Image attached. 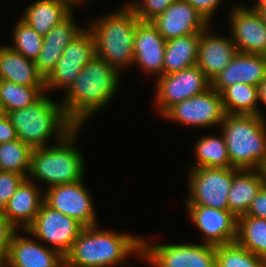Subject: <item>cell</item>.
Listing matches in <instances>:
<instances>
[{
    "instance_id": "cell-24",
    "label": "cell",
    "mask_w": 266,
    "mask_h": 267,
    "mask_svg": "<svg viewBox=\"0 0 266 267\" xmlns=\"http://www.w3.org/2000/svg\"><path fill=\"white\" fill-rule=\"evenodd\" d=\"M74 9L63 0H36L24 9L20 17L37 33L45 36Z\"/></svg>"
},
{
    "instance_id": "cell-40",
    "label": "cell",
    "mask_w": 266,
    "mask_h": 267,
    "mask_svg": "<svg viewBox=\"0 0 266 267\" xmlns=\"http://www.w3.org/2000/svg\"><path fill=\"white\" fill-rule=\"evenodd\" d=\"M17 139L15 128L7 114L0 117V144Z\"/></svg>"
},
{
    "instance_id": "cell-27",
    "label": "cell",
    "mask_w": 266,
    "mask_h": 267,
    "mask_svg": "<svg viewBox=\"0 0 266 267\" xmlns=\"http://www.w3.org/2000/svg\"><path fill=\"white\" fill-rule=\"evenodd\" d=\"M236 242L266 260V219L239 216Z\"/></svg>"
},
{
    "instance_id": "cell-18",
    "label": "cell",
    "mask_w": 266,
    "mask_h": 267,
    "mask_svg": "<svg viewBox=\"0 0 266 267\" xmlns=\"http://www.w3.org/2000/svg\"><path fill=\"white\" fill-rule=\"evenodd\" d=\"M24 236L13 234L3 267H57L64 261L57 250Z\"/></svg>"
},
{
    "instance_id": "cell-10",
    "label": "cell",
    "mask_w": 266,
    "mask_h": 267,
    "mask_svg": "<svg viewBox=\"0 0 266 267\" xmlns=\"http://www.w3.org/2000/svg\"><path fill=\"white\" fill-rule=\"evenodd\" d=\"M84 226L71 218L42 203L33 223L24 232L50 244L63 257L70 251L74 241Z\"/></svg>"
},
{
    "instance_id": "cell-2",
    "label": "cell",
    "mask_w": 266,
    "mask_h": 267,
    "mask_svg": "<svg viewBox=\"0 0 266 267\" xmlns=\"http://www.w3.org/2000/svg\"><path fill=\"white\" fill-rule=\"evenodd\" d=\"M133 254L142 260V236L102 230L95 225L81 230L64 260L72 267H133L126 263Z\"/></svg>"
},
{
    "instance_id": "cell-46",
    "label": "cell",
    "mask_w": 266,
    "mask_h": 267,
    "mask_svg": "<svg viewBox=\"0 0 266 267\" xmlns=\"http://www.w3.org/2000/svg\"><path fill=\"white\" fill-rule=\"evenodd\" d=\"M3 114H5V113H4V111H3L2 107H1V103H0V117H1Z\"/></svg>"
},
{
    "instance_id": "cell-1",
    "label": "cell",
    "mask_w": 266,
    "mask_h": 267,
    "mask_svg": "<svg viewBox=\"0 0 266 267\" xmlns=\"http://www.w3.org/2000/svg\"><path fill=\"white\" fill-rule=\"evenodd\" d=\"M122 76L109 63L93 58L81 70L76 80L65 91L60 104L67 117L82 126L113 100ZM113 96V97H112Z\"/></svg>"
},
{
    "instance_id": "cell-21",
    "label": "cell",
    "mask_w": 266,
    "mask_h": 267,
    "mask_svg": "<svg viewBox=\"0 0 266 267\" xmlns=\"http://www.w3.org/2000/svg\"><path fill=\"white\" fill-rule=\"evenodd\" d=\"M43 202L44 192L25 178L2 211L18 231H24L33 223Z\"/></svg>"
},
{
    "instance_id": "cell-42",
    "label": "cell",
    "mask_w": 266,
    "mask_h": 267,
    "mask_svg": "<svg viewBox=\"0 0 266 267\" xmlns=\"http://www.w3.org/2000/svg\"><path fill=\"white\" fill-rule=\"evenodd\" d=\"M63 1L67 2L72 8H74L73 6H75L76 4L81 5L83 3L86 4L85 2H87V0H63Z\"/></svg>"
},
{
    "instance_id": "cell-23",
    "label": "cell",
    "mask_w": 266,
    "mask_h": 267,
    "mask_svg": "<svg viewBox=\"0 0 266 267\" xmlns=\"http://www.w3.org/2000/svg\"><path fill=\"white\" fill-rule=\"evenodd\" d=\"M0 80L18 85L45 87V79L38 72L34 61L12 50L8 45L0 46Z\"/></svg>"
},
{
    "instance_id": "cell-29",
    "label": "cell",
    "mask_w": 266,
    "mask_h": 267,
    "mask_svg": "<svg viewBox=\"0 0 266 267\" xmlns=\"http://www.w3.org/2000/svg\"><path fill=\"white\" fill-rule=\"evenodd\" d=\"M45 93V87H32L0 80V103L5 114L25 108Z\"/></svg>"
},
{
    "instance_id": "cell-45",
    "label": "cell",
    "mask_w": 266,
    "mask_h": 267,
    "mask_svg": "<svg viewBox=\"0 0 266 267\" xmlns=\"http://www.w3.org/2000/svg\"><path fill=\"white\" fill-rule=\"evenodd\" d=\"M57 267H72L65 260Z\"/></svg>"
},
{
    "instance_id": "cell-26",
    "label": "cell",
    "mask_w": 266,
    "mask_h": 267,
    "mask_svg": "<svg viewBox=\"0 0 266 267\" xmlns=\"http://www.w3.org/2000/svg\"><path fill=\"white\" fill-rule=\"evenodd\" d=\"M226 114L262 115L259 105L258 87L245 83H236L221 93Z\"/></svg>"
},
{
    "instance_id": "cell-6",
    "label": "cell",
    "mask_w": 266,
    "mask_h": 267,
    "mask_svg": "<svg viewBox=\"0 0 266 267\" xmlns=\"http://www.w3.org/2000/svg\"><path fill=\"white\" fill-rule=\"evenodd\" d=\"M232 168L263 170L266 164V119L260 115L225 114L219 126Z\"/></svg>"
},
{
    "instance_id": "cell-17",
    "label": "cell",
    "mask_w": 266,
    "mask_h": 267,
    "mask_svg": "<svg viewBox=\"0 0 266 267\" xmlns=\"http://www.w3.org/2000/svg\"><path fill=\"white\" fill-rule=\"evenodd\" d=\"M238 50L231 36H214L209 25L200 34L197 66L212 81L231 62Z\"/></svg>"
},
{
    "instance_id": "cell-41",
    "label": "cell",
    "mask_w": 266,
    "mask_h": 267,
    "mask_svg": "<svg viewBox=\"0 0 266 267\" xmlns=\"http://www.w3.org/2000/svg\"><path fill=\"white\" fill-rule=\"evenodd\" d=\"M257 87L259 94V103L261 102L266 106V77Z\"/></svg>"
},
{
    "instance_id": "cell-22",
    "label": "cell",
    "mask_w": 266,
    "mask_h": 267,
    "mask_svg": "<svg viewBox=\"0 0 266 267\" xmlns=\"http://www.w3.org/2000/svg\"><path fill=\"white\" fill-rule=\"evenodd\" d=\"M265 183L263 170L233 168V181L228 193L229 211L237 217L246 214Z\"/></svg>"
},
{
    "instance_id": "cell-35",
    "label": "cell",
    "mask_w": 266,
    "mask_h": 267,
    "mask_svg": "<svg viewBox=\"0 0 266 267\" xmlns=\"http://www.w3.org/2000/svg\"><path fill=\"white\" fill-rule=\"evenodd\" d=\"M175 0H136L128 4L134 9L140 21H151Z\"/></svg>"
},
{
    "instance_id": "cell-12",
    "label": "cell",
    "mask_w": 266,
    "mask_h": 267,
    "mask_svg": "<svg viewBox=\"0 0 266 267\" xmlns=\"http://www.w3.org/2000/svg\"><path fill=\"white\" fill-rule=\"evenodd\" d=\"M83 180L47 187L44 191V202L51 208L74 218L84 227L95 226L98 224V217L92 194Z\"/></svg>"
},
{
    "instance_id": "cell-30",
    "label": "cell",
    "mask_w": 266,
    "mask_h": 267,
    "mask_svg": "<svg viewBox=\"0 0 266 267\" xmlns=\"http://www.w3.org/2000/svg\"><path fill=\"white\" fill-rule=\"evenodd\" d=\"M32 148L18 138L0 144V171L28 178Z\"/></svg>"
},
{
    "instance_id": "cell-14",
    "label": "cell",
    "mask_w": 266,
    "mask_h": 267,
    "mask_svg": "<svg viewBox=\"0 0 266 267\" xmlns=\"http://www.w3.org/2000/svg\"><path fill=\"white\" fill-rule=\"evenodd\" d=\"M185 207L195 227L202 232L203 243L218 246L236 241L238 217L234 213L201 205Z\"/></svg>"
},
{
    "instance_id": "cell-28",
    "label": "cell",
    "mask_w": 266,
    "mask_h": 267,
    "mask_svg": "<svg viewBox=\"0 0 266 267\" xmlns=\"http://www.w3.org/2000/svg\"><path fill=\"white\" fill-rule=\"evenodd\" d=\"M196 163L191 168L232 167L226 141L222 132L220 136L206 135L195 144Z\"/></svg>"
},
{
    "instance_id": "cell-3",
    "label": "cell",
    "mask_w": 266,
    "mask_h": 267,
    "mask_svg": "<svg viewBox=\"0 0 266 267\" xmlns=\"http://www.w3.org/2000/svg\"><path fill=\"white\" fill-rule=\"evenodd\" d=\"M88 25L94 42L96 56L120 73L134 62V35L139 19L134 9L127 3Z\"/></svg>"
},
{
    "instance_id": "cell-4",
    "label": "cell",
    "mask_w": 266,
    "mask_h": 267,
    "mask_svg": "<svg viewBox=\"0 0 266 267\" xmlns=\"http://www.w3.org/2000/svg\"><path fill=\"white\" fill-rule=\"evenodd\" d=\"M17 138L32 149L45 147L50 138L61 141L76 125L67 117L62 105L44 93L33 104L7 113Z\"/></svg>"
},
{
    "instance_id": "cell-43",
    "label": "cell",
    "mask_w": 266,
    "mask_h": 267,
    "mask_svg": "<svg viewBox=\"0 0 266 267\" xmlns=\"http://www.w3.org/2000/svg\"><path fill=\"white\" fill-rule=\"evenodd\" d=\"M253 6L255 8H266V0H256Z\"/></svg>"
},
{
    "instance_id": "cell-8",
    "label": "cell",
    "mask_w": 266,
    "mask_h": 267,
    "mask_svg": "<svg viewBox=\"0 0 266 267\" xmlns=\"http://www.w3.org/2000/svg\"><path fill=\"white\" fill-rule=\"evenodd\" d=\"M188 176V195L185 205H201L229 210L228 193L233 181V168H191Z\"/></svg>"
},
{
    "instance_id": "cell-7",
    "label": "cell",
    "mask_w": 266,
    "mask_h": 267,
    "mask_svg": "<svg viewBox=\"0 0 266 267\" xmlns=\"http://www.w3.org/2000/svg\"><path fill=\"white\" fill-rule=\"evenodd\" d=\"M142 236V259L151 267H216V246L206 243L151 244Z\"/></svg>"
},
{
    "instance_id": "cell-20",
    "label": "cell",
    "mask_w": 266,
    "mask_h": 267,
    "mask_svg": "<svg viewBox=\"0 0 266 267\" xmlns=\"http://www.w3.org/2000/svg\"><path fill=\"white\" fill-rule=\"evenodd\" d=\"M73 16L72 11L43 38L42 50L34 63L44 79L55 69L65 47L85 29V27H80L74 22L75 17Z\"/></svg>"
},
{
    "instance_id": "cell-44",
    "label": "cell",
    "mask_w": 266,
    "mask_h": 267,
    "mask_svg": "<svg viewBox=\"0 0 266 267\" xmlns=\"http://www.w3.org/2000/svg\"><path fill=\"white\" fill-rule=\"evenodd\" d=\"M259 14L261 15L264 24L266 25V8H256Z\"/></svg>"
},
{
    "instance_id": "cell-31",
    "label": "cell",
    "mask_w": 266,
    "mask_h": 267,
    "mask_svg": "<svg viewBox=\"0 0 266 267\" xmlns=\"http://www.w3.org/2000/svg\"><path fill=\"white\" fill-rule=\"evenodd\" d=\"M216 267H266V260L235 241L216 246Z\"/></svg>"
},
{
    "instance_id": "cell-15",
    "label": "cell",
    "mask_w": 266,
    "mask_h": 267,
    "mask_svg": "<svg viewBox=\"0 0 266 267\" xmlns=\"http://www.w3.org/2000/svg\"><path fill=\"white\" fill-rule=\"evenodd\" d=\"M165 41L203 32L211 25L186 0H175L162 14L151 20Z\"/></svg>"
},
{
    "instance_id": "cell-5",
    "label": "cell",
    "mask_w": 266,
    "mask_h": 267,
    "mask_svg": "<svg viewBox=\"0 0 266 267\" xmlns=\"http://www.w3.org/2000/svg\"><path fill=\"white\" fill-rule=\"evenodd\" d=\"M81 128L76 126L55 145L32 149L28 179L46 183L49 188L84 179L86 162L75 145Z\"/></svg>"
},
{
    "instance_id": "cell-9",
    "label": "cell",
    "mask_w": 266,
    "mask_h": 267,
    "mask_svg": "<svg viewBox=\"0 0 266 267\" xmlns=\"http://www.w3.org/2000/svg\"><path fill=\"white\" fill-rule=\"evenodd\" d=\"M156 80L154 103L159 116L173 105L211 88V81L197 65L161 75Z\"/></svg>"
},
{
    "instance_id": "cell-16",
    "label": "cell",
    "mask_w": 266,
    "mask_h": 267,
    "mask_svg": "<svg viewBox=\"0 0 266 267\" xmlns=\"http://www.w3.org/2000/svg\"><path fill=\"white\" fill-rule=\"evenodd\" d=\"M166 41L151 21H138L134 35L133 67L157 77L163 75Z\"/></svg>"
},
{
    "instance_id": "cell-37",
    "label": "cell",
    "mask_w": 266,
    "mask_h": 267,
    "mask_svg": "<svg viewBox=\"0 0 266 267\" xmlns=\"http://www.w3.org/2000/svg\"><path fill=\"white\" fill-rule=\"evenodd\" d=\"M17 229L7 220L0 210V266L6 262L10 241Z\"/></svg>"
},
{
    "instance_id": "cell-19",
    "label": "cell",
    "mask_w": 266,
    "mask_h": 267,
    "mask_svg": "<svg viewBox=\"0 0 266 267\" xmlns=\"http://www.w3.org/2000/svg\"><path fill=\"white\" fill-rule=\"evenodd\" d=\"M265 77L266 56L237 52L228 66L211 81V87L221 93L236 83L258 86Z\"/></svg>"
},
{
    "instance_id": "cell-13",
    "label": "cell",
    "mask_w": 266,
    "mask_h": 267,
    "mask_svg": "<svg viewBox=\"0 0 266 267\" xmlns=\"http://www.w3.org/2000/svg\"><path fill=\"white\" fill-rule=\"evenodd\" d=\"M231 7L230 36L238 52L266 56V25L257 9L243 4Z\"/></svg>"
},
{
    "instance_id": "cell-25",
    "label": "cell",
    "mask_w": 266,
    "mask_h": 267,
    "mask_svg": "<svg viewBox=\"0 0 266 267\" xmlns=\"http://www.w3.org/2000/svg\"><path fill=\"white\" fill-rule=\"evenodd\" d=\"M200 34H188L166 41L163 75L197 65Z\"/></svg>"
},
{
    "instance_id": "cell-33",
    "label": "cell",
    "mask_w": 266,
    "mask_h": 267,
    "mask_svg": "<svg viewBox=\"0 0 266 267\" xmlns=\"http://www.w3.org/2000/svg\"><path fill=\"white\" fill-rule=\"evenodd\" d=\"M86 64L80 61L58 60L55 69L45 79V93L54 89H64L65 92Z\"/></svg>"
},
{
    "instance_id": "cell-11",
    "label": "cell",
    "mask_w": 266,
    "mask_h": 267,
    "mask_svg": "<svg viewBox=\"0 0 266 267\" xmlns=\"http://www.w3.org/2000/svg\"><path fill=\"white\" fill-rule=\"evenodd\" d=\"M225 114L220 93L211 87L202 94L173 105L162 117L186 127L207 128L219 127Z\"/></svg>"
},
{
    "instance_id": "cell-38",
    "label": "cell",
    "mask_w": 266,
    "mask_h": 267,
    "mask_svg": "<svg viewBox=\"0 0 266 267\" xmlns=\"http://www.w3.org/2000/svg\"><path fill=\"white\" fill-rule=\"evenodd\" d=\"M190 3L210 24L218 6L223 0H186Z\"/></svg>"
},
{
    "instance_id": "cell-47",
    "label": "cell",
    "mask_w": 266,
    "mask_h": 267,
    "mask_svg": "<svg viewBox=\"0 0 266 267\" xmlns=\"http://www.w3.org/2000/svg\"><path fill=\"white\" fill-rule=\"evenodd\" d=\"M263 171H264V174H265V180H266V164L264 165Z\"/></svg>"
},
{
    "instance_id": "cell-36",
    "label": "cell",
    "mask_w": 266,
    "mask_h": 267,
    "mask_svg": "<svg viewBox=\"0 0 266 267\" xmlns=\"http://www.w3.org/2000/svg\"><path fill=\"white\" fill-rule=\"evenodd\" d=\"M24 179L23 175L0 171V210L4 209Z\"/></svg>"
},
{
    "instance_id": "cell-39",
    "label": "cell",
    "mask_w": 266,
    "mask_h": 267,
    "mask_svg": "<svg viewBox=\"0 0 266 267\" xmlns=\"http://www.w3.org/2000/svg\"><path fill=\"white\" fill-rule=\"evenodd\" d=\"M245 215L266 219V183L261 187Z\"/></svg>"
},
{
    "instance_id": "cell-34",
    "label": "cell",
    "mask_w": 266,
    "mask_h": 267,
    "mask_svg": "<svg viewBox=\"0 0 266 267\" xmlns=\"http://www.w3.org/2000/svg\"><path fill=\"white\" fill-rule=\"evenodd\" d=\"M96 57L95 42L91 31L85 28L64 49L59 60L88 63Z\"/></svg>"
},
{
    "instance_id": "cell-32",
    "label": "cell",
    "mask_w": 266,
    "mask_h": 267,
    "mask_svg": "<svg viewBox=\"0 0 266 267\" xmlns=\"http://www.w3.org/2000/svg\"><path fill=\"white\" fill-rule=\"evenodd\" d=\"M43 38V35L19 18L13 30V44L9 47L27 59L35 61L42 50Z\"/></svg>"
}]
</instances>
